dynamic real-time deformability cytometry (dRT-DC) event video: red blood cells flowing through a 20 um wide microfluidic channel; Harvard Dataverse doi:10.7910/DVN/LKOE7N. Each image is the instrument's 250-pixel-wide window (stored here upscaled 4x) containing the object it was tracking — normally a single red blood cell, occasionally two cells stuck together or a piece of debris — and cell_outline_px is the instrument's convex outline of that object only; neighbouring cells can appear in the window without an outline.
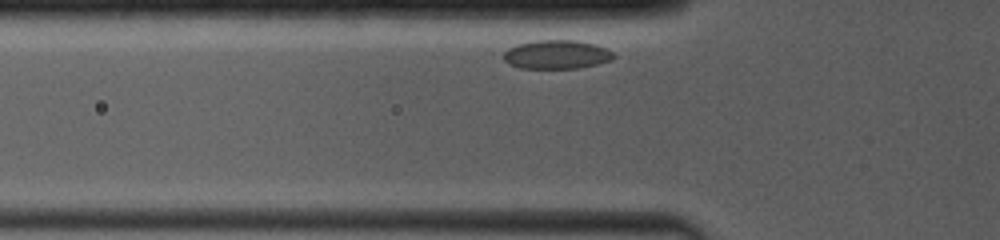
{"species": "common noctule bat (a hibernating species)", "species_latin": "Nyctalus noctula", "temperature_condition": "room temperature", "stored_images_in_passage": 33, "camera_frame_rate_fps": 4000, "um_per_image_px": 0.085, "animal": {"sex": "female", "body_mass_g": 19.0, "forearm_length_mm": 53.3}, "frame": {"image": 1, "passage_image": 2, "time_ms": 0.25, "image_size_px": [1000, 240], "cell_outline_px": [[616, 56], [612, 60], [596, 64], [576, 68], [520, 68], [508, 64], [504, 60], [504, 52], [508, 48], [516, 44], [536, 40], [576, 40], [592, 44], [604, 48], [612, 52]], "centroid_in_image_um": [47.27, 4.63], "position_along_channel_um": 78.5, "area_um2": 18.38}}
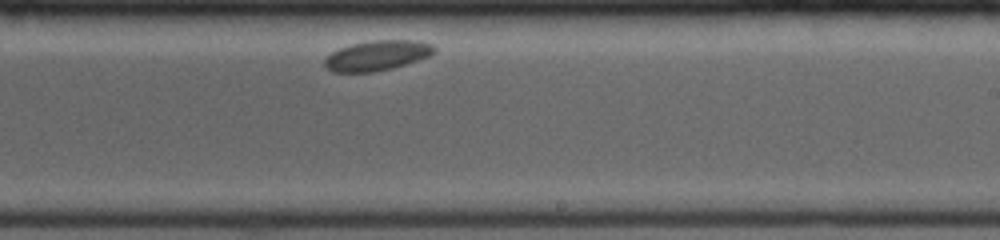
{"frame": {"image": 2, "passage_image": 20, "time_ms": 5.5, "image_size_px": [1000, 240], "cell_outline_px": [[436, 52], [428, 56], [392, 68], [372, 72], [332, 72], [324, 64], [324, 60], [332, 52], [340, 48], [352, 44], [376, 40], [416, 40], [432, 44], [436, 48]], "centroid_in_image_um": [32.07, 4.71], "position_along_channel_um": 256.9, "area_um2": 18.96}}
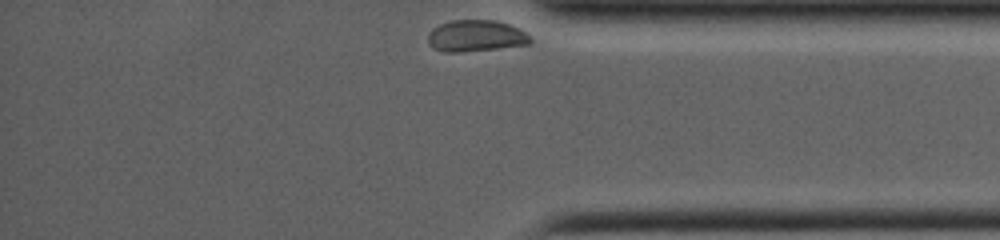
{"frame": {"image": 3, "passage_image": 33, "time_ms": 9.5, "image_size_px": [1000, 240], "cell_outline_px": [[532, 40], [528, 44], [496, 48], [456, 52], [444, 52], [432, 48], [428, 44], [428, 32], [432, 28], [440, 24], [452, 20], [496, 20], [520, 28], [532, 36]], "centroid_in_image_um": [40.44, 3.04], "position_along_channel_um": 394.8, "area_um2": 18.9}}